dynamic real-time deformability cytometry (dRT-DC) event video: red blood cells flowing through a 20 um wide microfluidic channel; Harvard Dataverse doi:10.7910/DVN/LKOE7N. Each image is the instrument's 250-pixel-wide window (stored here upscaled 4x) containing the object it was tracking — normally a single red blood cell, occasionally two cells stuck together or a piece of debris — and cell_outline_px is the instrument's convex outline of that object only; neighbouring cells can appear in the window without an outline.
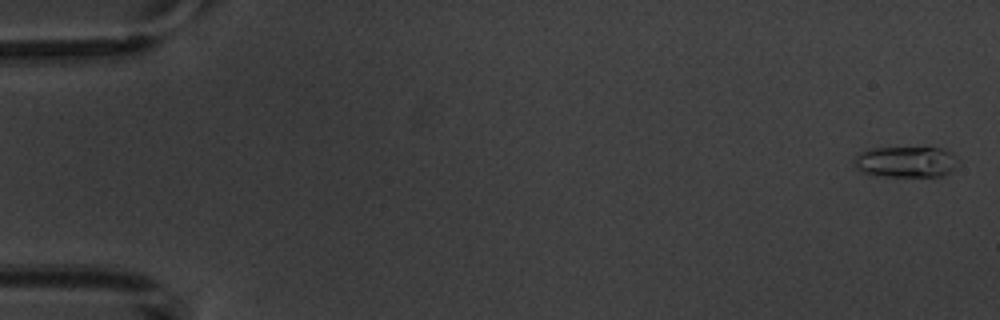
{"species": "common noctule bat (a hibernating species)", "species_latin": "Nyctalus noctula", "temperature_condition": "warm", "stored_images_in_passage": 5, "camera_frame_rate_fps": 3000, "um_per_image_px": 0.085, "animal": {"sex": "male", "body_mass_g": 20.1, "forearm_length_mm": 53.5}, "frame": {"image": 1, "passage_image": 1, "time_ms": 0.0, "image_size_px": [1000, 320], "cell_outline_px": [[960, 164], [940, 180], [880, 176], [860, 172], [856, 168], [852, 160], [860, 152], [868, 148], [944, 148], [952, 152]], "centroid_in_image_um": [77.07, 13.82], "position_along_channel_um": 7.9, "area_um2": 20.06}}